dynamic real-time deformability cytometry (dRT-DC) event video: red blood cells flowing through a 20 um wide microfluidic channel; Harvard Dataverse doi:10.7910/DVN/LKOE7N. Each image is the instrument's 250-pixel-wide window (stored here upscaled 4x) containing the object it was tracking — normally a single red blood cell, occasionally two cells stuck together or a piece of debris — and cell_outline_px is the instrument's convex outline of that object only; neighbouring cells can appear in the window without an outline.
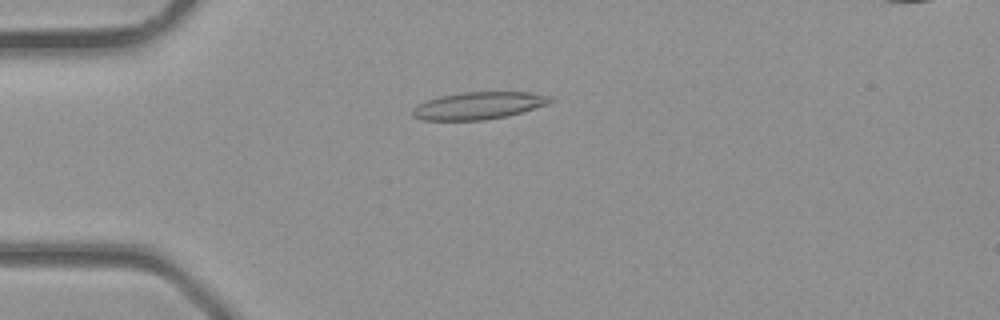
{"species": "common noctule bat (a hibernating species)", "species_latin": "Nyctalus noctula", "temperature_condition": "room temperature", "stored_images_in_passage": 2, "camera_frame_rate_fps": 3000, "um_per_image_px": 0.085, "animal": {"sex": "male", "body_mass_g": 23.1, "forearm_length_mm": 52.7}, "frame": {"image": 1, "passage_image": 2, "time_ms": 0.333, "image_size_px": [1000, 320], "cell_outline_px": [[556, 100], [548, 104], [508, 116], [484, 120], [420, 120], [412, 116], [412, 108], [428, 100], [440, 96], [464, 92], [528, 92], [552, 96]], "centroid_in_image_um": [40.71, 8.98], "position_along_channel_um": 44.3, "area_um2": 21.96}}